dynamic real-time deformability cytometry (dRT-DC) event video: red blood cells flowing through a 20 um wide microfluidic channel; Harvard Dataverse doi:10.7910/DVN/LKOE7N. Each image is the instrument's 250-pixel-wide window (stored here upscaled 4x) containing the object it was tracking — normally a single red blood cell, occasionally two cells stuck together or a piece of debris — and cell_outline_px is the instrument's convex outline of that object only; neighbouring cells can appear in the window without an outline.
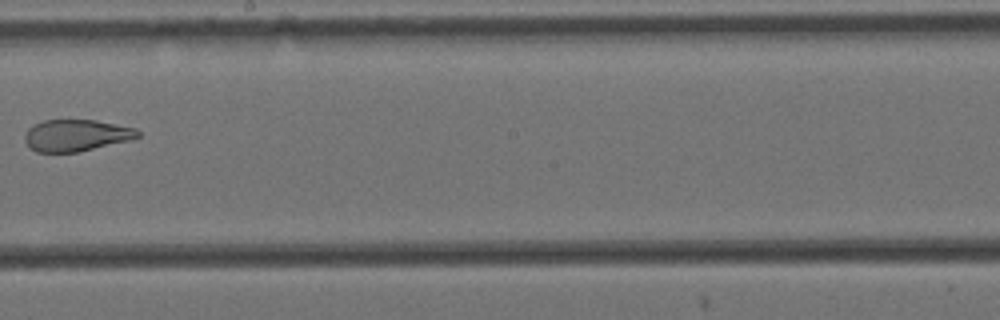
{"species": "Egyptian fruit bat (a non-hibernating species)", "species_latin": "Rousettus aegyptiacus", "temperature_condition": "cold", "stored_images_in_passage": 9, "camera_frame_rate_fps": 3000, "um_per_image_px": 0.085, "animal": {"sex": "female"}, "frame": {"image": 1, "passage_image": 8, "time_ms": 2.333, "image_size_px": [1000, 320], "cell_outline_px": [[140, 136], [132, 140], [76, 152], [36, 152], [24, 140], [24, 136], [28, 128], [44, 120], [96, 120], [136, 128], [140, 132]], "centroid_in_image_um": [6.51, 11.5], "position_along_channel_um": 241.7, "area_um2": 20.81}}